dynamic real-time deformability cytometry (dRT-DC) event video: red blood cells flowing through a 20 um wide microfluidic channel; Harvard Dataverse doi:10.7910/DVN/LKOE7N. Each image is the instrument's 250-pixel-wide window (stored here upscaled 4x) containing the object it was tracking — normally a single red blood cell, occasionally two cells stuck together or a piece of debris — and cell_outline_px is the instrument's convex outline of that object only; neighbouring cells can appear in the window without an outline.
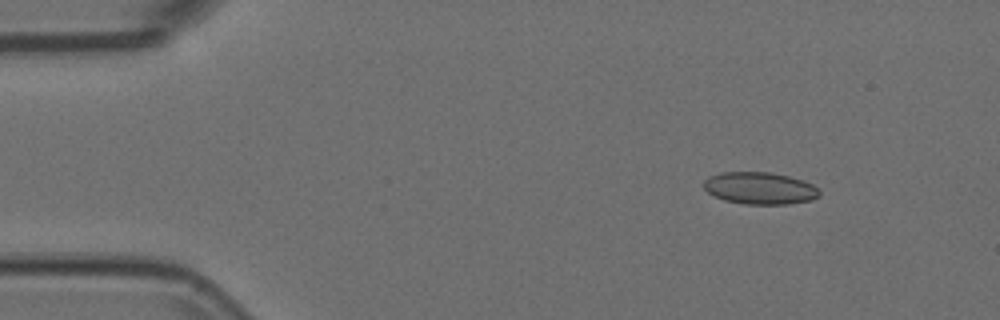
{"species": "Egyptian fruit bat (a non-hibernating species)", "species_latin": "Rousettus aegyptiacus", "temperature_condition": "room temperature", "stored_images_in_passage": 50, "segment_of_instrument_passage": [1, 2], "camera_frame_rate_fps": 3000, "um_per_image_px": 0.085, "animal": {"sex": "female"}, "frame": {"image": 1, "passage_image": 1, "time_ms": 0.0, "image_size_px": [1000, 320], "cell_outline_px": [[820, 196], [812, 200], [788, 204], [744, 204], [724, 200], [708, 192], [704, 188], [704, 180], [708, 176], [720, 172], [768, 172], [788, 176], [804, 180], [812, 184], [820, 192]], "centroid_in_image_um": [64.59, 15.99], "position_along_channel_um": 20.4, "area_um2": 21.68}}
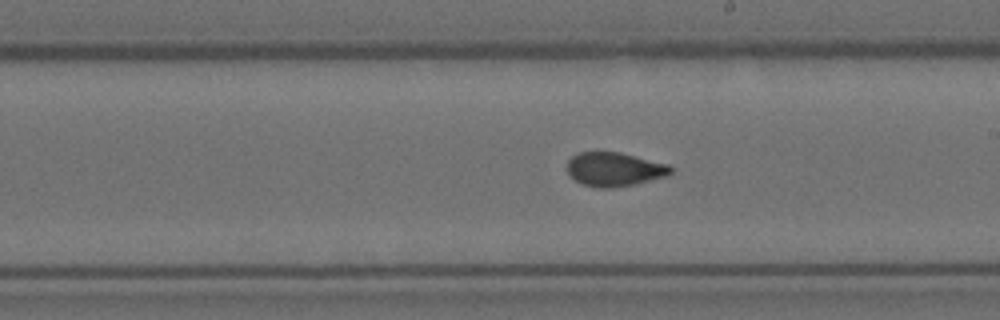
{"frame": {"image": 2, "passage_image": 25, "time_ms": 8.0, "image_size_px": [1000, 320], "cell_outline_px": [[672, 172], [668, 176], [636, 184], [612, 188], [600, 188], [580, 184], [568, 172], [568, 160], [576, 152], [620, 152], [668, 164], [672, 168]], "centroid_in_image_um": [52.24, 14.39], "position_along_channel_um": 236.8, "area_um2": 20.58}}
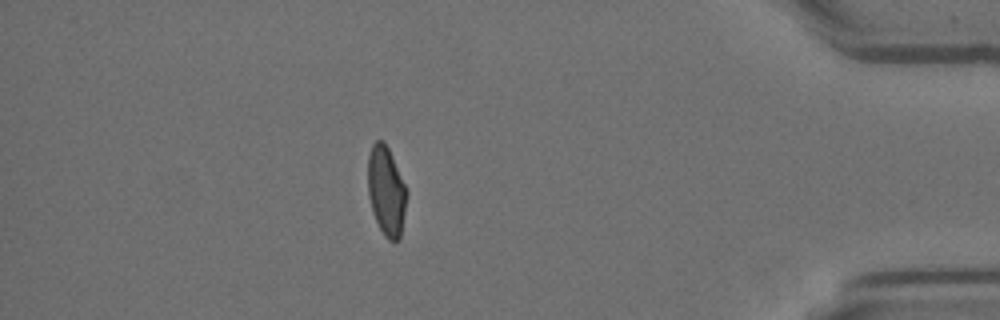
{"frame": {"image": 3, "passage_image": 42, "time_ms": 13.667, "image_size_px": [1000, 320], "cell_outline_px": [[408, 192], [400, 240], [388, 240], [384, 236], [372, 212], [368, 196], [368, 156], [372, 144], [376, 140], [384, 140], [388, 148]], "centroid_in_image_um": [32.83, 16.24], "position_along_channel_um": 402.4, "area_um2": 20.23}}